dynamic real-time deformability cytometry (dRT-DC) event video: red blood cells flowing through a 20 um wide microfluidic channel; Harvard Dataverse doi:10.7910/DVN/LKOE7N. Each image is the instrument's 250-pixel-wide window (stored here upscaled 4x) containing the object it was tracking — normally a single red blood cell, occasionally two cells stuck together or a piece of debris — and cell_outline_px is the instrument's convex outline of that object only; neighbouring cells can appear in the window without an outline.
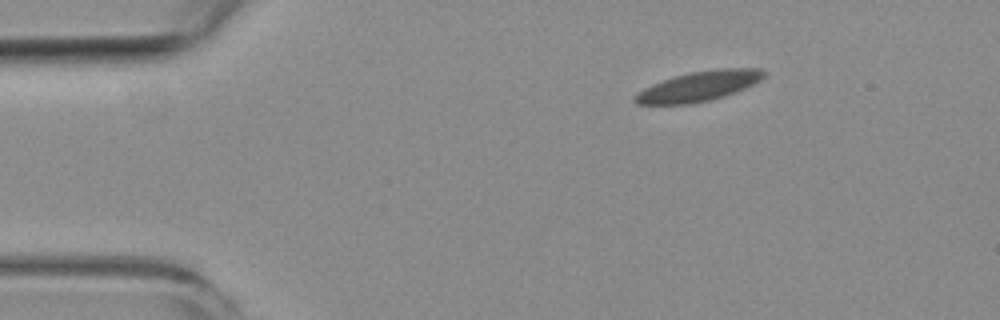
{"species": "common noctule bat (a hibernating species)", "species_latin": "Nyctalus noctula", "temperature_condition": "room temperature", "stored_images_in_passage": 5, "camera_frame_rate_fps": 3000, "um_per_image_px": 0.085, "animal": {"sex": "female", "body_mass_g": 19.3, "forearm_length_mm": 54.1}, "frame": {"image": 1, "passage_image": 1, "time_ms": 0.0, "image_size_px": [1000, 320], "cell_outline_px": [[764, 76], [760, 80], [736, 92], [724, 96], [708, 100], [688, 104], [636, 104], [632, 100], [644, 88], [652, 84], [688, 72], [716, 68], [764, 68]], "centroid_in_image_um": [59.42, 7.31], "position_along_channel_um": 25.6, "area_um2": 22.25}}
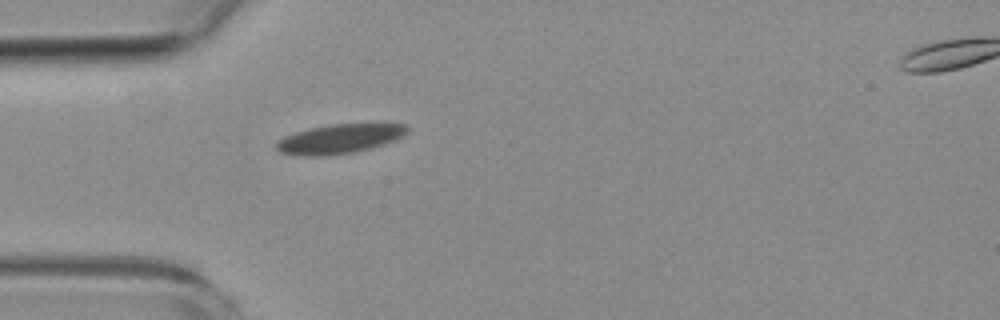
{"frame": {"image": 2, "passage_image": 4, "time_ms": 3.333, "image_size_px": [1000, 320], "cell_outline_px": [[408, 128], [400, 136], [384, 144], [352, 152], [328, 156], [300, 156], [280, 152], [276, 148], [276, 140], [284, 136], [308, 128], [328, 124], [404, 124]], "centroid_in_image_um": [28.74, 11.81], "position_along_channel_um": 56.3, "area_um2": 22.08}}